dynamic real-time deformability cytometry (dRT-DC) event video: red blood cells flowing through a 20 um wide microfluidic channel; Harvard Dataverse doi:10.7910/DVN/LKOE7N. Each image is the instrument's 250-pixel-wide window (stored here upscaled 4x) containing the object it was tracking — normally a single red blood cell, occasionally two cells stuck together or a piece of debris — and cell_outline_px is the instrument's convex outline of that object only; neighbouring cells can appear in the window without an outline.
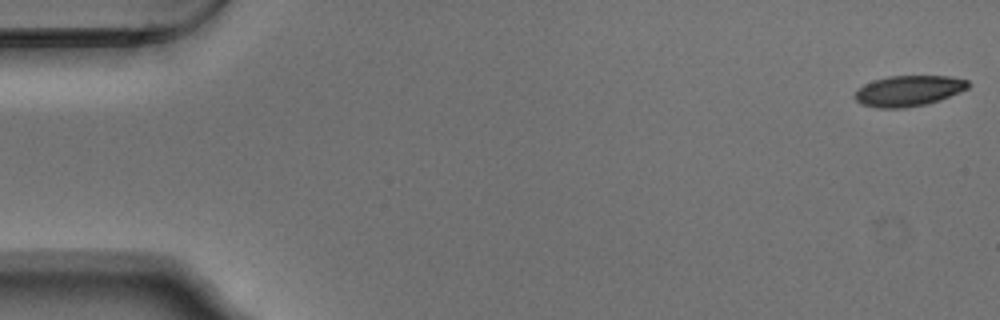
{"species": "Egyptian fruit bat (a non-hibernating species)", "species_latin": "Rousettus aegyptiacus", "temperature_condition": "warm", "stored_images_in_passage": 54, "camera_frame_rate_fps": 3000, "um_per_image_px": 0.085, "animal": {"sex": "male"}, "frame": {"image": 1, "passage_image": 1, "time_ms": 0.0, "image_size_px": [1000, 320], "cell_outline_px": [[972, 84], [968, 88], [940, 100], [928, 104], [904, 108], [876, 108], [860, 104], [852, 96], [856, 88], [872, 80], [888, 76], [952, 76], [968, 80]], "centroid_in_image_um": [77.19, 7.72], "position_along_channel_um": 7.8, "area_um2": 20.69}}
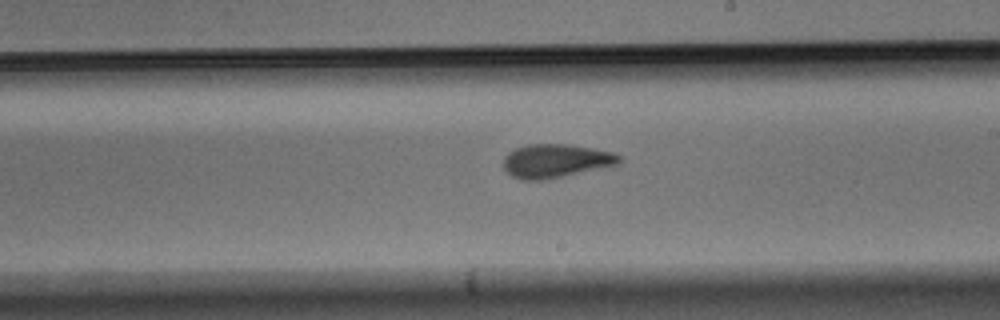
{"frame": {"image": 2, "passage_image": 31, "time_ms": 10.0, "image_size_px": [1000, 320], "cell_outline_px": [[620, 160], [616, 164], [564, 176], [544, 180], [520, 180], [512, 176], [504, 168], [504, 156], [508, 152], [516, 148], [528, 144], [568, 144], [592, 148], [612, 152], [620, 156]], "centroid_in_image_um": [47.18, 13.67], "position_along_channel_um": 241.8, "area_um2": 22.43}}
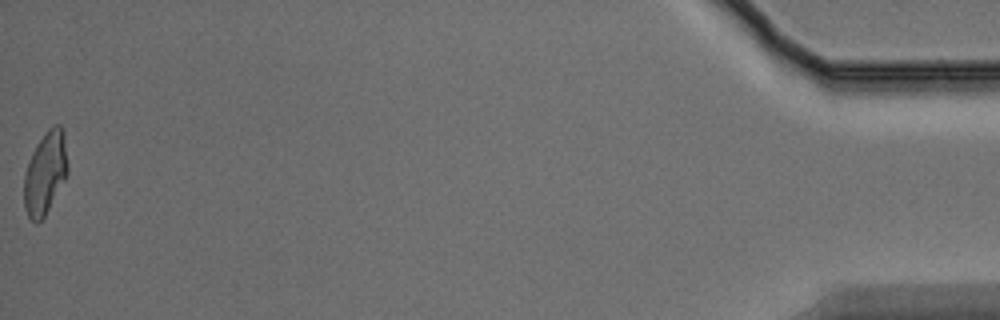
{"frame": {"image": 3, "passage_image": 54, "time_ms": 17.667, "image_size_px": [1000, 320], "cell_outline_px": [[68, 172], [64, 180], [44, 216], [36, 224], [28, 216], [24, 208], [24, 172], [32, 152], [36, 144], [48, 128], [56, 124], [60, 124], [64, 128], [68, 168]], "centroid_in_image_um": [3.84, 14.66], "position_along_channel_um": 431.4, "area_um2": 21.04}, "authors_computed_cell_mechanics": {"area_um2": 21.6172, "velocity_mm_per_s": 3.7424, "shape_relaxation_time_tau1_ms": 7.0671, "shape_relaxation_time_tau2_ms": 2.0936, "deformation_change_tau1": 0.1879, "deformation_change_tau2": 0.0952}}